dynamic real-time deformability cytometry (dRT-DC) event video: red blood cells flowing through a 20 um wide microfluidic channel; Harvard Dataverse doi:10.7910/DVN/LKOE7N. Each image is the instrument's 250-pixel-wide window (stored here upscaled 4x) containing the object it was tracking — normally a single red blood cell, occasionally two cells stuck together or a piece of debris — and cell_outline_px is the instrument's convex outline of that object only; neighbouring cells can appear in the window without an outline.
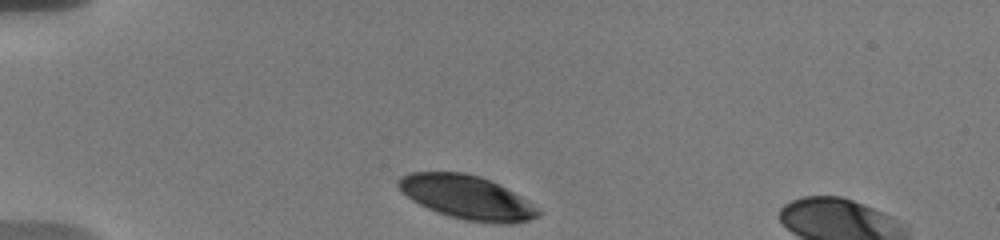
{"species": "human", "species_latin": "Homo sapiens", "temperature_condition": "warm", "stored_images_in_passage": 56, "camera_frame_rate_fps": 3000, "um_per_image_px": 0.085, "donor": {"sex": "male"}, "frame": {"image": 1, "passage_image": 1, "time_ms": 0.0, "image_size_px": [1000, 240], "cell_outline_px": [[544, 212], [540, 216], [528, 220], [512, 224], [500, 224], [464, 220], [436, 212], [412, 200], [396, 184], [396, 180], [400, 176], [412, 172], [464, 172], [480, 176], [528, 200], [540, 208]], "centroid_in_image_um": [39.72, 16.79], "position_along_channel_um": 45.3, "area_um2": 35.6}}
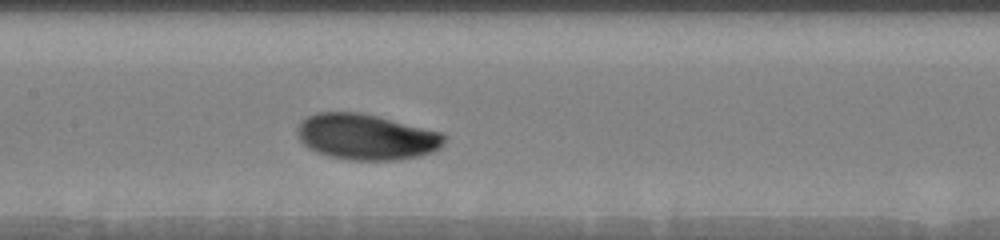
{"frame": {"image": 2, "passage_image": 28, "time_ms": 4.667, "image_size_px": [1000, 240], "cell_outline_px": [[448, 136], [444, 144], [436, 152], [420, 156], [396, 160], [348, 160], [328, 156], [316, 152], [308, 148], [300, 140], [296, 132], [296, 128], [308, 116], [316, 112], [360, 112], [444, 132]], "centroid_in_image_um": [31.19, 11.64], "position_along_channel_um": 176.2, "area_um2": 39.71}}
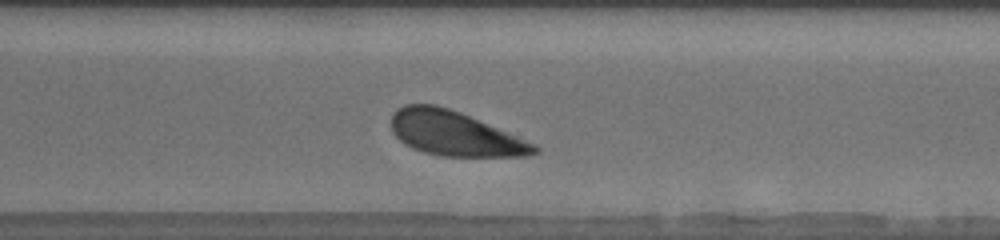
{"frame": {"image": 3, "passage_image": 44, "time_ms": 9.0, "image_size_px": [1000, 240], "cell_outline_px": [[540, 152], [528, 156], [440, 156], [424, 152], [412, 148], [404, 144], [392, 132], [392, 112], [396, 108], [404, 104], [436, 104], [460, 112], [536, 144], [540, 148]], "centroid_in_image_um": [38.63, 11.35], "position_along_channel_um": 332.0, "area_um2": 37.17}, "authors_computed_cell_mechanics": {"area_um2": 38.6971, "velocity_mm_per_s": 3.5994, "shape_relaxation_time_tau1_ms": 2.1661, "shape_relaxation_time_tau2_ms": null, "deformation_change_tau1": 0.1091, "deformation_change_tau2": null}}